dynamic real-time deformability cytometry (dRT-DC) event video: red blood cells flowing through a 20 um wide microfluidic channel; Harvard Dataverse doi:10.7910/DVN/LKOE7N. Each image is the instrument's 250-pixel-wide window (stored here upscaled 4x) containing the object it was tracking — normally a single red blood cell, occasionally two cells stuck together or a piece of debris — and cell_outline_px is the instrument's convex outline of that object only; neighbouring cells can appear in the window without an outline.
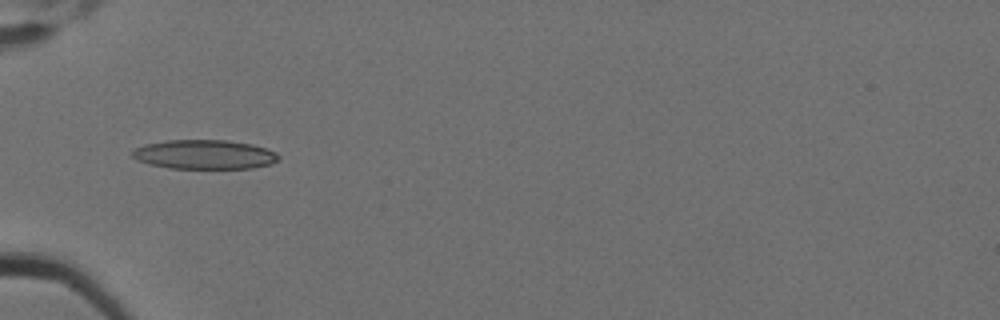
{"species": "Egyptian fruit bat (a non-hibernating species)", "species_latin": "Rousettus aegyptiacus", "temperature_condition": "cold", "stored_images_in_passage": 12, "camera_frame_rate_fps": 3000, "um_per_image_px": 0.085, "animal": {"sex": "female"}, "frame": {"image": 1, "passage_image": 6, "time_ms": 1.667, "image_size_px": [1000, 320], "cell_outline_px": [[280, 160], [272, 164], [252, 168], [168, 168], [148, 164], [132, 156], [132, 152], [136, 148], [144, 144], [168, 140], [228, 140], [252, 144], [276, 152], [280, 156]], "centroid_in_image_um": [17.42, 13.13], "position_along_channel_um": 67.6, "area_um2": 24.97}}
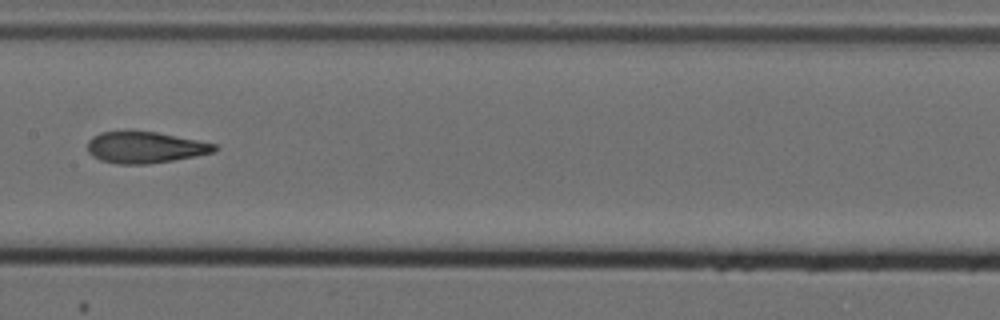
{"frame": {"image": 2, "passage_image": 9, "time_ms": 2.667, "image_size_px": [1000, 320], "cell_outline_px": [[216, 152], [196, 156], [148, 164], [116, 164], [100, 160], [92, 156], [88, 152], [88, 140], [92, 136], [100, 132], [124, 128], [128, 128], [156, 132], [216, 144]], "centroid_in_image_um": [12.25, 12.49], "position_along_channel_um": 195.1, "area_um2": 23.87}}
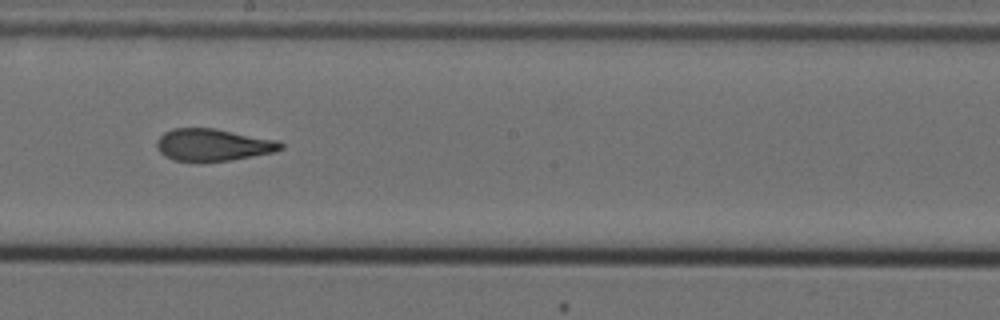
{"frame": {"image": 3, "passage_image": 10, "time_ms": 3.0, "image_size_px": [1000, 320], "cell_outline_px": [[284, 148], [276, 152], [232, 160], [172, 160], [164, 156], [156, 148], [156, 140], [164, 132], [172, 128], [212, 128], [280, 140], [284, 144]], "centroid_in_image_um": [18.14, 12.3], "position_along_channel_um": 230.1, "area_um2": 23.24}}